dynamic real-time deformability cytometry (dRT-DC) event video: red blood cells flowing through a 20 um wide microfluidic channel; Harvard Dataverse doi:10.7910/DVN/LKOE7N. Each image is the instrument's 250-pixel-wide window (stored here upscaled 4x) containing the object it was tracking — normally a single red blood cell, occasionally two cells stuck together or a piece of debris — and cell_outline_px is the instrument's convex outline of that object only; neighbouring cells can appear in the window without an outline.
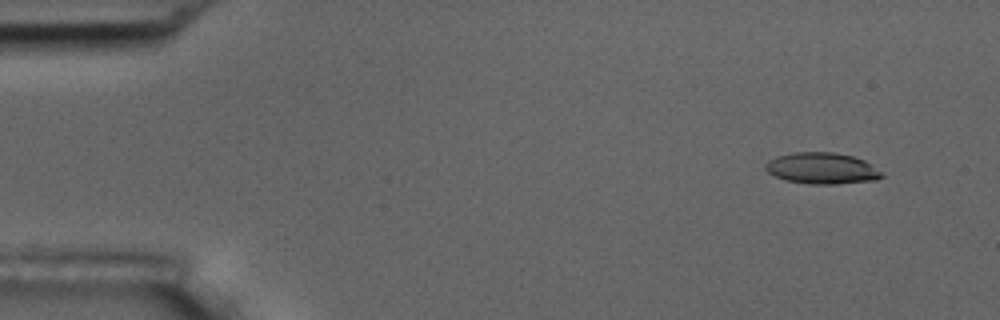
{"species": "common noctule bat (a hibernating species)", "species_latin": "Nyctalus noctula", "temperature_condition": "room temperature", "stored_images_in_passage": 10, "camera_frame_rate_fps": 3000, "um_per_image_px": 0.085, "animal": {"sex": "male", "body_mass_g": 17.5, "forearm_length_mm": 52.3}, "frame": {"image": 1, "passage_image": 1, "time_ms": 0.0, "image_size_px": [1000, 320], "cell_outline_px": [[884, 176], [876, 180], [836, 184], [808, 184], [784, 180], [768, 172], [764, 168], [764, 164], [768, 160], [776, 156], [792, 152], [832, 152], [852, 156], [864, 160], [880, 172]], "centroid_in_image_um": [69.81, 14.31], "position_along_channel_um": 15.2, "area_um2": 21.21}}
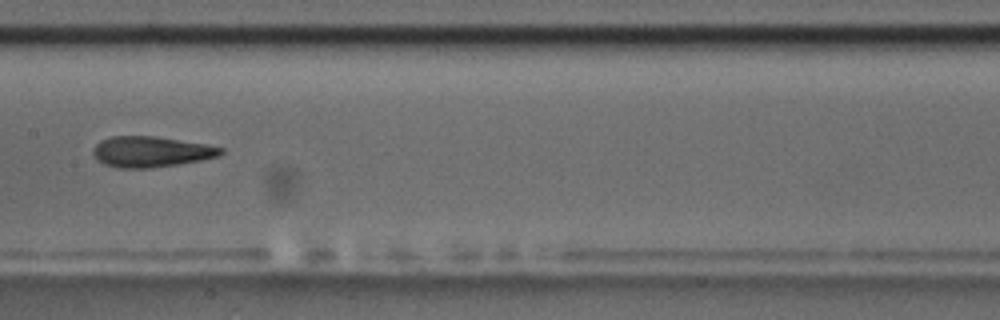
{"frame": {"image": 2, "passage_image": 8, "time_ms": 2.333, "image_size_px": [1000, 320], "cell_outline_px": [[224, 152], [220, 156], [200, 160], [176, 164], [148, 168], [120, 168], [104, 164], [92, 152], [92, 148], [100, 140], [112, 136], [152, 136], [208, 144], [224, 148]], "centroid_in_image_um": [12.85, 12.89], "position_along_channel_um": 194.5, "area_um2": 22.72}}
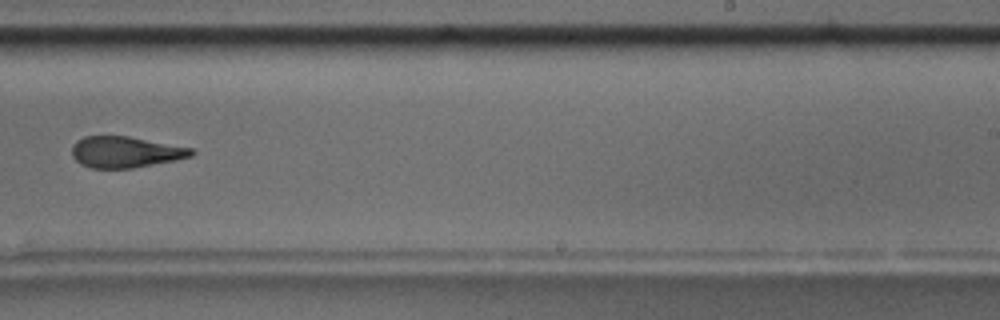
{"frame": {"image": 3, "passage_image": 10, "time_ms": 3.0, "image_size_px": [1000, 320], "cell_outline_px": [[196, 152], [192, 156], [176, 160], [132, 168], [92, 168], [80, 164], [72, 156], [72, 144], [76, 140], [84, 136], [128, 136], [192, 148]], "centroid_in_image_um": [10.64, 12.92], "position_along_channel_um": 278.4, "area_um2": 21.73}}